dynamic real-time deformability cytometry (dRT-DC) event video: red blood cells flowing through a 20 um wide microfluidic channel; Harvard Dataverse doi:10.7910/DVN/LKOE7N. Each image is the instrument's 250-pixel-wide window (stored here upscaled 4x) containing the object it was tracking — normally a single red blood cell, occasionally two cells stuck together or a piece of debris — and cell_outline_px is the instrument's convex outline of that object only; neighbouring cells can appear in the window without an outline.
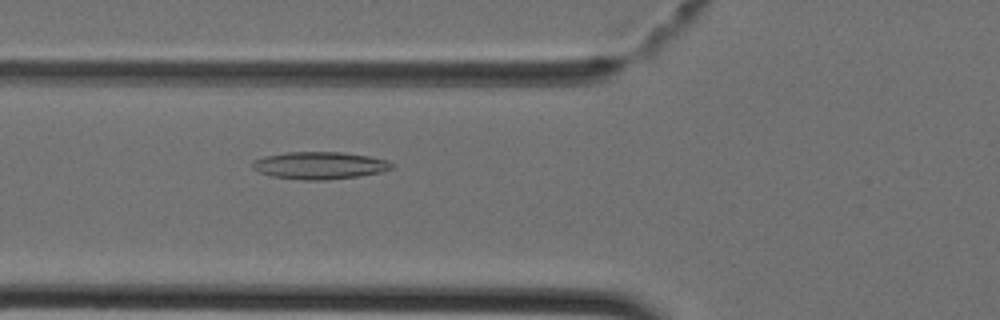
{"species": "Egyptian fruit bat (a non-hibernating species)", "species_latin": "Rousettus aegyptiacus", "temperature_condition": "cold", "stored_images_in_passage": 34, "camera_frame_rate_fps": 3000, "um_per_image_px": 0.085, "animal": {"sex": "female"}, "frame": {"image": 1, "passage_image": 7, "time_ms": 2.0, "image_size_px": [1000, 320], "cell_outline_px": [[392, 168], [380, 172], [360, 176], [328, 180], [300, 180], [272, 176], [260, 172], [252, 168], [252, 160], [264, 156], [288, 152], [344, 152], [372, 156], [388, 160], [392, 164]], "centroid_in_image_um": [27.17, 14.06], "position_along_channel_um": 98.6, "area_um2": 22.37}}
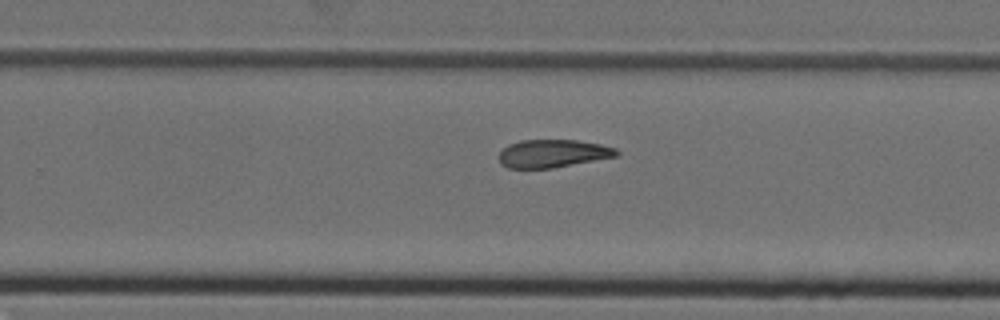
{"frame": {"image": 2, "passage_image": 19, "time_ms": 6.0, "image_size_px": [1000, 320], "cell_outline_px": [[620, 152], [616, 156], [552, 168], [508, 168], [500, 164], [500, 152], [508, 144], [520, 140], [576, 140], [600, 144], [616, 148]], "centroid_in_image_um": [46.97, 13.04], "position_along_channel_um": 282.8, "area_um2": 19.02}}
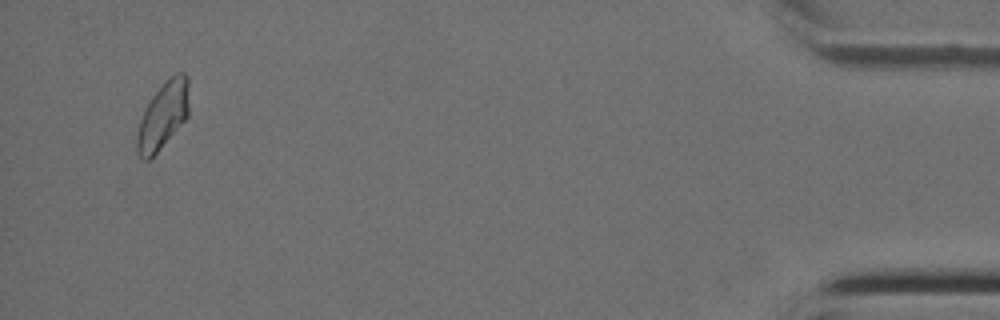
{"frame": {"image": 3, "passage_image": 33, "time_ms": 10.667, "image_size_px": [1000, 320], "cell_outline_px": [[188, 116], [160, 148], [148, 160], [144, 160], [136, 152], [136, 136], [140, 120], [144, 108], [148, 100], [176, 72], [184, 72], [188, 76]], "centroid_in_image_um": [13.84, 9.81], "position_along_channel_um": 421.4, "area_um2": 20.0}}